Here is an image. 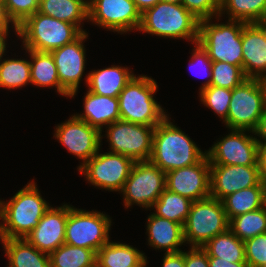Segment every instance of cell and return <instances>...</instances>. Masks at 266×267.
<instances>
[{"label": "cell", "instance_id": "cell-1", "mask_svg": "<svg viewBox=\"0 0 266 267\" xmlns=\"http://www.w3.org/2000/svg\"><path fill=\"white\" fill-rule=\"evenodd\" d=\"M51 206L33 180L7 202L0 199V238H25Z\"/></svg>", "mask_w": 266, "mask_h": 267}, {"label": "cell", "instance_id": "cell-2", "mask_svg": "<svg viewBox=\"0 0 266 267\" xmlns=\"http://www.w3.org/2000/svg\"><path fill=\"white\" fill-rule=\"evenodd\" d=\"M169 118L168 114L155 127L149 159L165 173L196 164L207 155Z\"/></svg>", "mask_w": 266, "mask_h": 267}, {"label": "cell", "instance_id": "cell-3", "mask_svg": "<svg viewBox=\"0 0 266 267\" xmlns=\"http://www.w3.org/2000/svg\"><path fill=\"white\" fill-rule=\"evenodd\" d=\"M200 20L182 4L159 1L141 14L138 31L151 35L198 42Z\"/></svg>", "mask_w": 266, "mask_h": 267}, {"label": "cell", "instance_id": "cell-4", "mask_svg": "<svg viewBox=\"0 0 266 267\" xmlns=\"http://www.w3.org/2000/svg\"><path fill=\"white\" fill-rule=\"evenodd\" d=\"M157 82L147 75H136L129 81L118 96L120 120L156 126L168 114L154 99Z\"/></svg>", "mask_w": 266, "mask_h": 267}, {"label": "cell", "instance_id": "cell-5", "mask_svg": "<svg viewBox=\"0 0 266 267\" xmlns=\"http://www.w3.org/2000/svg\"><path fill=\"white\" fill-rule=\"evenodd\" d=\"M212 22L211 18L200 20L197 43L212 62H227L243 68L242 31L245 22L229 19L226 23Z\"/></svg>", "mask_w": 266, "mask_h": 267}, {"label": "cell", "instance_id": "cell-6", "mask_svg": "<svg viewBox=\"0 0 266 267\" xmlns=\"http://www.w3.org/2000/svg\"><path fill=\"white\" fill-rule=\"evenodd\" d=\"M82 33L74 24L57 20L37 11L19 26L18 37L23 40L24 49L50 53L73 42Z\"/></svg>", "mask_w": 266, "mask_h": 267}, {"label": "cell", "instance_id": "cell-7", "mask_svg": "<svg viewBox=\"0 0 266 267\" xmlns=\"http://www.w3.org/2000/svg\"><path fill=\"white\" fill-rule=\"evenodd\" d=\"M266 108L265 89L261 79L247 78L232 89L227 119L228 129L254 132Z\"/></svg>", "mask_w": 266, "mask_h": 267}, {"label": "cell", "instance_id": "cell-8", "mask_svg": "<svg viewBox=\"0 0 266 267\" xmlns=\"http://www.w3.org/2000/svg\"><path fill=\"white\" fill-rule=\"evenodd\" d=\"M229 228L222 201L208 197L193 201L183 226L184 240L191 247H202Z\"/></svg>", "mask_w": 266, "mask_h": 267}, {"label": "cell", "instance_id": "cell-9", "mask_svg": "<svg viewBox=\"0 0 266 267\" xmlns=\"http://www.w3.org/2000/svg\"><path fill=\"white\" fill-rule=\"evenodd\" d=\"M111 218L100 211L78 209L69 204L65 243L97 251L111 241Z\"/></svg>", "mask_w": 266, "mask_h": 267}, {"label": "cell", "instance_id": "cell-10", "mask_svg": "<svg viewBox=\"0 0 266 267\" xmlns=\"http://www.w3.org/2000/svg\"><path fill=\"white\" fill-rule=\"evenodd\" d=\"M165 179L166 173L150 160L134 162L120 192L125 208L136 204L150 210L166 188Z\"/></svg>", "mask_w": 266, "mask_h": 267}, {"label": "cell", "instance_id": "cell-11", "mask_svg": "<svg viewBox=\"0 0 266 267\" xmlns=\"http://www.w3.org/2000/svg\"><path fill=\"white\" fill-rule=\"evenodd\" d=\"M155 127L123 120L111 123L105 128L109 152L125 155L134 162L149 160Z\"/></svg>", "mask_w": 266, "mask_h": 267}, {"label": "cell", "instance_id": "cell-12", "mask_svg": "<svg viewBox=\"0 0 266 267\" xmlns=\"http://www.w3.org/2000/svg\"><path fill=\"white\" fill-rule=\"evenodd\" d=\"M100 150L78 169L91 185L108 191L121 192L134 161L118 153Z\"/></svg>", "mask_w": 266, "mask_h": 267}, {"label": "cell", "instance_id": "cell-13", "mask_svg": "<svg viewBox=\"0 0 266 267\" xmlns=\"http://www.w3.org/2000/svg\"><path fill=\"white\" fill-rule=\"evenodd\" d=\"M246 132L254 134L249 130L230 129L228 135L206 150L210 165L259 166L257 138Z\"/></svg>", "mask_w": 266, "mask_h": 267}, {"label": "cell", "instance_id": "cell-14", "mask_svg": "<svg viewBox=\"0 0 266 267\" xmlns=\"http://www.w3.org/2000/svg\"><path fill=\"white\" fill-rule=\"evenodd\" d=\"M89 21L122 35L133 29L138 31L141 12L131 0H88Z\"/></svg>", "mask_w": 266, "mask_h": 267}, {"label": "cell", "instance_id": "cell-15", "mask_svg": "<svg viewBox=\"0 0 266 267\" xmlns=\"http://www.w3.org/2000/svg\"><path fill=\"white\" fill-rule=\"evenodd\" d=\"M54 132L53 137L64 145L70 154L83 161L78 168L101 150L104 136L102 132L74 114L65 122L57 124Z\"/></svg>", "mask_w": 266, "mask_h": 267}, {"label": "cell", "instance_id": "cell-16", "mask_svg": "<svg viewBox=\"0 0 266 267\" xmlns=\"http://www.w3.org/2000/svg\"><path fill=\"white\" fill-rule=\"evenodd\" d=\"M88 32H83L76 40L50 52L57 67L60 85L74 98L78 92L86 64L84 42Z\"/></svg>", "mask_w": 266, "mask_h": 267}, {"label": "cell", "instance_id": "cell-17", "mask_svg": "<svg viewBox=\"0 0 266 267\" xmlns=\"http://www.w3.org/2000/svg\"><path fill=\"white\" fill-rule=\"evenodd\" d=\"M166 189L199 201L210 197V162L207 155L198 163L166 172Z\"/></svg>", "mask_w": 266, "mask_h": 267}, {"label": "cell", "instance_id": "cell-18", "mask_svg": "<svg viewBox=\"0 0 266 267\" xmlns=\"http://www.w3.org/2000/svg\"><path fill=\"white\" fill-rule=\"evenodd\" d=\"M261 181L259 166L210 165V197L226 196L256 186Z\"/></svg>", "mask_w": 266, "mask_h": 267}, {"label": "cell", "instance_id": "cell-19", "mask_svg": "<svg viewBox=\"0 0 266 267\" xmlns=\"http://www.w3.org/2000/svg\"><path fill=\"white\" fill-rule=\"evenodd\" d=\"M69 205L50 207L37 226L25 237L39 251L50 254L65 243Z\"/></svg>", "mask_w": 266, "mask_h": 267}, {"label": "cell", "instance_id": "cell-20", "mask_svg": "<svg viewBox=\"0 0 266 267\" xmlns=\"http://www.w3.org/2000/svg\"><path fill=\"white\" fill-rule=\"evenodd\" d=\"M242 54L246 78L262 79L266 76V22L243 25Z\"/></svg>", "mask_w": 266, "mask_h": 267}, {"label": "cell", "instance_id": "cell-21", "mask_svg": "<svg viewBox=\"0 0 266 267\" xmlns=\"http://www.w3.org/2000/svg\"><path fill=\"white\" fill-rule=\"evenodd\" d=\"M147 235L149 246L162 249L165 253H177L182 251L179 247L186 244L184 240L183 225L161 218L153 213L147 218Z\"/></svg>", "mask_w": 266, "mask_h": 267}, {"label": "cell", "instance_id": "cell-22", "mask_svg": "<svg viewBox=\"0 0 266 267\" xmlns=\"http://www.w3.org/2000/svg\"><path fill=\"white\" fill-rule=\"evenodd\" d=\"M83 100L84 112L74 115L101 132H105L104 126L120 120L118 97L101 96L87 90Z\"/></svg>", "mask_w": 266, "mask_h": 267}, {"label": "cell", "instance_id": "cell-23", "mask_svg": "<svg viewBox=\"0 0 266 267\" xmlns=\"http://www.w3.org/2000/svg\"><path fill=\"white\" fill-rule=\"evenodd\" d=\"M129 67L112 65L111 67L89 71L85 83L94 94L118 97L129 81L136 75Z\"/></svg>", "mask_w": 266, "mask_h": 267}, {"label": "cell", "instance_id": "cell-24", "mask_svg": "<svg viewBox=\"0 0 266 267\" xmlns=\"http://www.w3.org/2000/svg\"><path fill=\"white\" fill-rule=\"evenodd\" d=\"M7 267H51L49 254L39 251L25 238H0Z\"/></svg>", "mask_w": 266, "mask_h": 267}, {"label": "cell", "instance_id": "cell-25", "mask_svg": "<svg viewBox=\"0 0 266 267\" xmlns=\"http://www.w3.org/2000/svg\"><path fill=\"white\" fill-rule=\"evenodd\" d=\"M30 57L31 84L37 87H55L56 92L64 97H69V93L60 85L57 67L53 56L49 52H38L25 49Z\"/></svg>", "mask_w": 266, "mask_h": 267}, {"label": "cell", "instance_id": "cell-26", "mask_svg": "<svg viewBox=\"0 0 266 267\" xmlns=\"http://www.w3.org/2000/svg\"><path fill=\"white\" fill-rule=\"evenodd\" d=\"M146 260L137 248L109 241L97 251L96 267H140Z\"/></svg>", "mask_w": 266, "mask_h": 267}, {"label": "cell", "instance_id": "cell-27", "mask_svg": "<svg viewBox=\"0 0 266 267\" xmlns=\"http://www.w3.org/2000/svg\"><path fill=\"white\" fill-rule=\"evenodd\" d=\"M38 12L74 24L85 32L81 24L88 22V0H40Z\"/></svg>", "mask_w": 266, "mask_h": 267}, {"label": "cell", "instance_id": "cell-28", "mask_svg": "<svg viewBox=\"0 0 266 267\" xmlns=\"http://www.w3.org/2000/svg\"><path fill=\"white\" fill-rule=\"evenodd\" d=\"M228 221L232 218L258 210L265 206V186L260 181L256 186L239 190L222 200Z\"/></svg>", "mask_w": 266, "mask_h": 267}, {"label": "cell", "instance_id": "cell-29", "mask_svg": "<svg viewBox=\"0 0 266 267\" xmlns=\"http://www.w3.org/2000/svg\"><path fill=\"white\" fill-rule=\"evenodd\" d=\"M245 23L266 22V0H220L219 17Z\"/></svg>", "mask_w": 266, "mask_h": 267}, {"label": "cell", "instance_id": "cell-30", "mask_svg": "<svg viewBox=\"0 0 266 267\" xmlns=\"http://www.w3.org/2000/svg\"><path fill=\"white\" fill-rule=\"evenodd\" d=\"M202 248L208 257H218L232 263L246 262L244 241L235 236L229 228L211 238Z\"/></svg>", "mask_w": 266, "mask_h": 267}, {"label": "cell", "instance_id": "cell-31", "mask_svg": "<svg viewBox=\"0 0 266 267\" xmlns=\"http://www.w3.org/2000/svg\"><path fill=\"white\" fill-rule=\"evenodd\" d=\"M193 201L177 193L165 190L151 206L154 215L169 219L184 226Z\"/></svg>", "mask_w": 266, "mask_h": 267}, {"label": "cell", "instance_id": "cell-32", "mask_svg": "<svg viewBox=\"0 0 266 267\" xmlns=\"http://www.w3.org/2000/svg\"><path fill=\"white\" fill-rule=\"evenodd\" d=\"M51 267H96L97 253L64 243L49 254Z\"/></svg>", "mask_w": 266, "mask_h": 267}, {"label": "cell", "instance_id": "cell-33", "mask_svg": "<svg viewBox=\"0 0 266 267\" xmlns=\"http://www.w3.org/2000/svg\"><path fill=\"white\" fill-rule=\"evenodd\" d=\"M0 58V88L19 89L31 84L30 61Z\"/></svg>", "mask_w": 266, "mask_h": 267}, {"label": "cell", "instance_id": "cell-34", "mask_svg": "<svg viewBox=\"0 0 266 267\" xmlns=\"http://www.w3.org/2000/svg\"><path fill=\"white\" fill-rule=\"evenodd\" d=\"M229 229L242 241L266 233V205L232 218Z\"/></svg>", "mask_w": 266, "mask_h": 267}, {"label": "cell", "instance_id": "cell-35", "mask_svg": "<svg viewBox=\"0 0 266 267\" xmlns=\"http://www.w3.org/2000/svg\"><path fill=\"white\" fill-rule=\"evenodd\" d=\"M201 103L213 110L223 122L227 119L232 90L210 85L199 91Z\"/></svg>", "mask_w": 266, "mask_h": 267}, {"label": "cell", "instance_id": "cell-36", "mask_svg": "<svg viewBox=\"0 0 266 267\" xmlns=\"http://www.w3.org/2000/svg\"><path fill=\"white\" fill-rule=\"evenodd\" d=\"M212 79L210 85L234 89L239 86L246 76L241 66H235L227 62H212Z\"/></svg>", "mask_w": 266, "mask_h": 267}, {"label": "cell", "instance_id": "cell-37", "mask_svg": "<svg viewBox=\"0 0 266 267\" xmlns=\"http://www.w3.org/2000/svg\"><path fill=\"white\" fill-rule=\"evenodd\" d=\"M248 267L266 266V233L244 241Z\"/></svg>", "mask_w": 266, "mask_h": 267}, {"label": "cell", "instance_id": "cell-38", "mask_svg": "<svg viewBox=\"0 0 266 267\" xmlns=\"http://www.w3.org/2000/svg\"><path fill=\"white\" fill-rule=\"evenodd\" d=\"M39 0H4L9 16L20 26L39 9Z\"/></svg>", "mask_w": 266, "mask_h": 267}, {"label": "cell", "instance_id": "cell-39", "mask_svg": "<svg viewBox=\"0 0 266 267\" xmlns=\"http://www.w3.org/2000/svg\"><path fill=\"white\" fill-rule=\"evenodd\" d=\"M181 4L199 20L215 18L219 22L221 19L219 17L220 0H182Z\"/></svg>", "mask_w": 266, "mask_h": 267}, {"label": "cell", "instance_id": "cell-40", "mask_svg": "<svg viewBox=\"0 0 266 267\" xmlns=\"http://www.w3.org/2000/svg\"><path fill=\"white\" fill-rule=\"evenodd\" d=\"M192 58L189 61V65L192 68L194 67H198L200 68V70L202 72L199 71L200 73L203 74H198V77L203 75V78H206L207 80L201 85L200 89H203L205 87H209L210 86V82L212 79V61L210 60L208 53L202 48V46L199 43H195V48L192 49ZM202 68V69H201ZM196 69V68H194ZM197 76V75H196Z\"/></svg>", "mask_w": 266, "mask_h": 267}, {"label": "cell", "instance_id": "cell-41", "mask_svg": "<svg viewBox=\"0 0 266 267\" xmlns=\"http://www.w3.org/2000/svg\"><path fill=\"white\" fill-rule=\"evenodd\" d=\"M185 252V267H209L208 254L202 247H191Z\"/></svg>", "mask_w": 266, "mask_h": 267}, {"label": "cell", "instance_id": "cell-42", "mask_svg": "<svg viewBox=\"0 0 266 267\" xmlns=\"http://www.w3.org/2000/svg\"><path fill=\"white\" fill-rule=\"evenodd\" d=\"M11 25V26H10ZM15 31V35L19 34V26L13 21V19L9 16L7 11V7L4 3V0H0V28L5 29L8 33L10 32V27Z\"/></svg>", "mask_w": 266, "mask_h": 267}, {"label": "cell", "instance_id": "cell-43", "mask_svg": "<svg viewBox=\"0 0 266 267\" xmlns=\"http://www.w3.org/2000/svg\"><path fill=\"white\" fill-rule=\"evenodd\" d=\"M162 267H185V252L164 253Z\"/></svg>", "mask_w": 266, "mask_h": 267}, {"label": "cell", "instance_id": "cell-44", "mask_svg": "<svg viewBox=\"0 0 266 267\" xmlns=\"http://www.w3.org/2000/svg\"><path fill=\"white\" fill-rule=\"evenodd\" d=\"M254 135L256 138H258L256 141L258 142L259 146H266V108L260 117V121L256 130L254 131Z\"/></svg>", "mask_w": 266, "mask_h": 267}, {"label": "cell", "instance_id": "cell-45", "mask_svg": "<svg viewBox=\"0 0 266 267\" xmlns=\"http://www.w3.org/2000/svg\"><path fill=\"white\" fill-rule=\"evenodd\" d=\"M209 267H248L246 262L232 263L226 260H220L218 257H208Z\"/></svg>", "mask_w": 266, "mask_h": 267}, {"label": "cell", "instance_id": "cell-46", "mask_svg": "<svg viewBox=\"0 0 266 267\" xmlns=\"http://www.w3.org/2000/svg\"><path fill=\"white\" fill-rule=\"evenodd\" d=\"M261 181L266 184V146H259L258 158Z\"/></svg>", "mask_w": 266, "mask_h": 267}, {"label": "cell", "instance_id": "cell-47", "mask_svg": "<svg viewBox=\"0 0 266 267\" xmlns=\"http://www.w3.org/2000/svg\"><path fill=\"white\" fill-rule=\"evenodd\" d=\"M131 1L136 4L138 10L142 14L145 10L152 8L154 5H156L160 0H131Z\"/></svg>", "mask_w": 266, "mask_h": 267}, {"label": "cell", "instance_id": "cell-48", "mask_svg": "<svg viewBox=\"0 0 266 267\" xmlns=\"http://www.w3.org/2000/svg\"><path fill=\"white\" fill-rule=\"evenodd\" d=\"M9 33L5 30V29H3V28H0V58L4 55V56H6L5 55V52H6V45H7V43H6V41H7V36H9L8 35Z\"/></svg>", "mask_w": 266, "mask_h": 267}, {"label": "cell", "instance_id": "cell-49", "mask_svg": "<svg viewBox=\"0 0 266 267\" xmlns=\"http://www.w3.org/2000/svg\"><path fill=\"white\" fill-rule=\"evenodd\" d=\"M167 3H173V4H181L182 0H161Z\"/></svg>", "mask_w": 266, "mask_h": 267}, {"label": "cell", "instance_id": "cell-50", "mask_svg": "<svg viewBox=\"0 0 266 267\" xmlns=\"http://www.w3.org/2000/svg\"><path fill=\"white\" fill-rule=\"evenodd\" d=\"M261 81H262V84H263L264 89H265V97H266V76H264V77L261 79Z\"/></svg>", "mask_w": 266, "mask_h": 267}, {"label": "cell", "instance_id": "cell-51", "mask_svg": "<svg viewBox=\"0 0 266 267\" xmlns=\"http://www.w3.org/2000/svg\"><path fill=\"white\" fill-rule=\"evenodd\" d=\"M147 262H149V261L146 260L140 267H146L148 264Z\"/></svg>", "mask_w": 266, "mask_h": 267}, {"label": "cell", "instance_id": "cell-52", "mask_svg": "<svg viewBox=\"0 0 266 267\" xmlns=\"http://www.w3.org/2000/svg\"><path fill=\"white\" fill-rule=\"evenodd\" d=\"M265 186V205H266V184H264Z\"/></svg>", "mask_w": 266, "mask_h": 267}]
</instances>
